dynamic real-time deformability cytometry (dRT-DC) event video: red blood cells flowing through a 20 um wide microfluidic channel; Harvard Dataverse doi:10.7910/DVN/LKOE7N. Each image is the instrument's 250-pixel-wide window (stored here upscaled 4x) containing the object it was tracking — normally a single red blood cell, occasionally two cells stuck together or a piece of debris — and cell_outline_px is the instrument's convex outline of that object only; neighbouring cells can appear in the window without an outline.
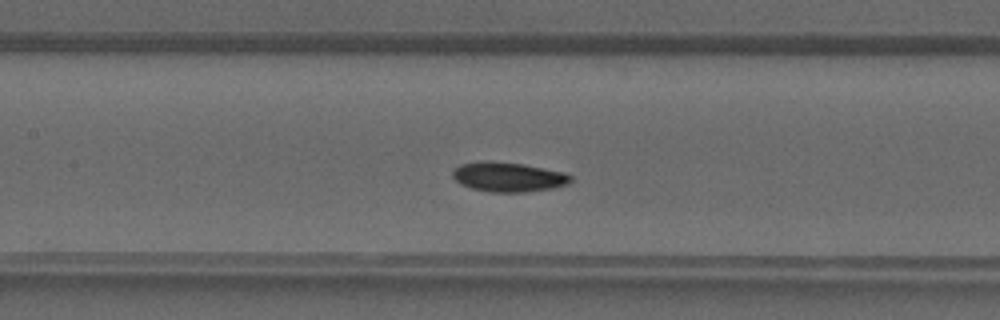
{"species": "common noctule bat (a hibernating species)", "species_latin": "Nyctalus noctula", "temperature_condition": "warm", "stored_images_in_passage": 38, "camera_frame_rate_fps": 3000, "um_per_image_px": 0.085, "animal": {"sex": "male", "forearm_length_mm": 52.5}, "frame": {"image": 1, "passage_image": 15, "time_ms": 4.667, "image_size_px": [1000, 320], "cell_outline_px": [[572, 180], [568, 184], [552, 188], [524, 192], [488, 192], [472, 188], [460, 184], [452, 176], [452, 172], [460, 164], [484, 160], [524, 164], [564, 172], [572, 176]], "centroid_in_image_um": [43.2, 15.04], "position_along_channel_um": 164.2, "area_um2": 20.4}}
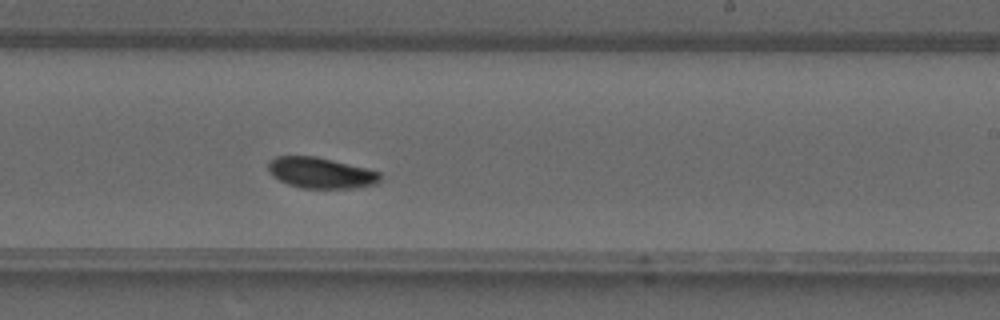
{"frame": {"image": 2, "passage_image": 21, "time_ms": 6.667, "image_size_px": [1000, 320], "cell_outline_px": [[380, 180], [376, 184], [352, 188], [300, 188], [288, 184], [272, 176], [268, 168], [268, 164], [276, 156], [316, 156], [380, 172]], "centroid_in_image_um": [27.25, 14.7], "position_along_channel_um": 261.8, "area_um2": 19.88}}
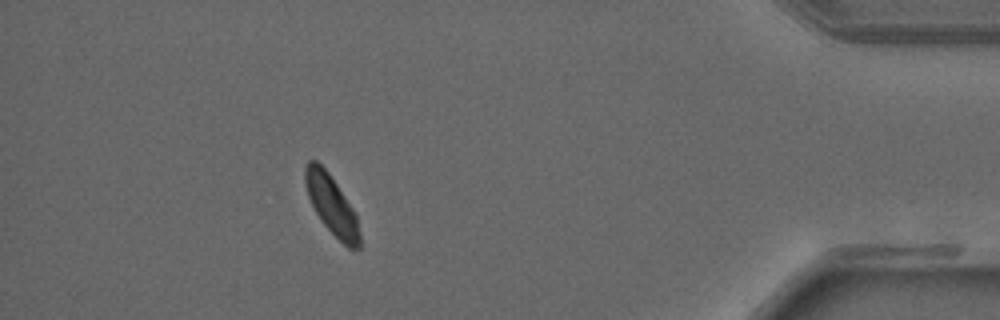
{"frame": {"image": 3, "passage_image": 33, "time_ms": 10.667, "image_size_px": [1000, 320], "cell_outline_px": [[360, 248], [348, 248], [324, 224], [316, 212], [308, 196], [304, 180], [304, 164], [308, 160], [316, 160], [328, 172], [356, 212], [360, 236]], "centroid_in_image_um": [28.18, 17.38], "position_along_channel_um": 407.0, "area_um2": 18.61}}